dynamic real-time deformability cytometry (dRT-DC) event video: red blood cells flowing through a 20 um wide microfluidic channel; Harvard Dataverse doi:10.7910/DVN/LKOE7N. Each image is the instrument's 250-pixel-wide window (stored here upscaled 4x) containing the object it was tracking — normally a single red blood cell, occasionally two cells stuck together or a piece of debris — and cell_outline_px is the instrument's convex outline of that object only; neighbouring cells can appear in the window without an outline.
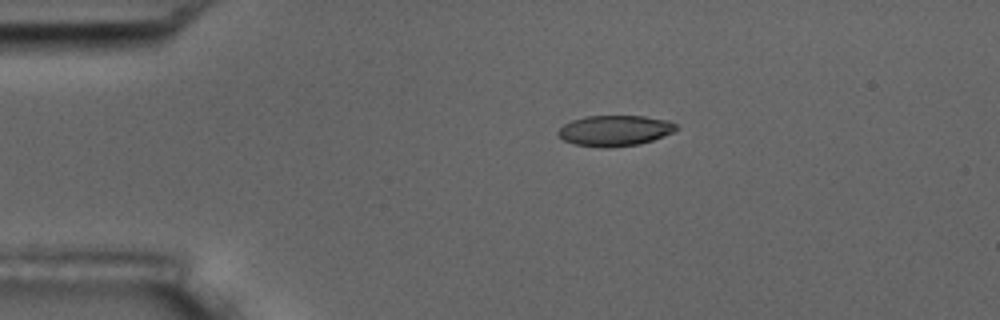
{"species": "common noctule bat (a hibernating species)", "species_latin": "Nyctalus noctula", "temperature_condition": "room temperature", "stored_images_in_passage": 2, "camera_frame_rate_fps": 3000, "um_per_image_px": 0.085, "animal": {"sex": "male", "body_mass_g": 17.5, "forearm_length_mm": 52.3}, "frame": {"image": 1, "passage_image": 1, "time_ms": 0.0, "image_size_px": [1000, 320], "cell_outline_px": [[680, 128], [664, 136], [640, 144], [604, 148], [576, 144], [564, 140], [556, 136], [556, 132], [564, 124], [572, 120], [584, 116], [644, 116], [668, 120], [676, 124]], "centroid_in_image_um": [52.25, 11.1], "position_along_channel_um": 32.7, "area_um2": 21.21}}